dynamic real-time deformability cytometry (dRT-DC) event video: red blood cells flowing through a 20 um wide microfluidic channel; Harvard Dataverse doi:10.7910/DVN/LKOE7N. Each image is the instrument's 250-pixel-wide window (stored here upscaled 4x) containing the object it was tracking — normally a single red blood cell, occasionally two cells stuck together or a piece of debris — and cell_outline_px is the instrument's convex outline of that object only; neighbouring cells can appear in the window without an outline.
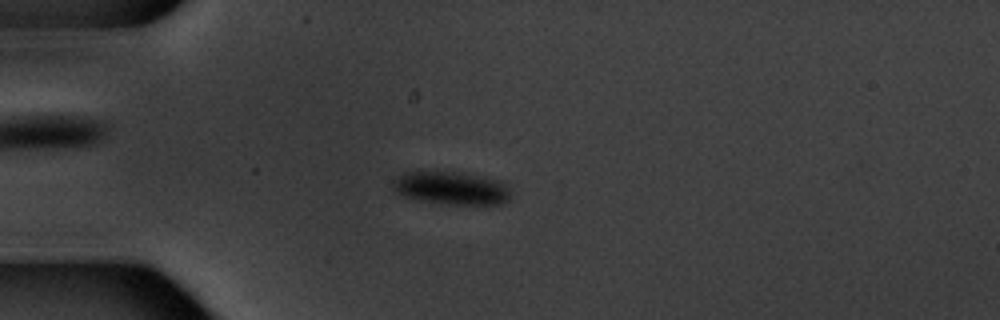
{"species": "common noctule bat (a hibernating species)", "species_latin": "Nyctalus noctula", "temperature_condition": "warm", "stored_images_in_passage": 7, "camera_frame_rate_fps": 3000, "um_per_image_px": 0.085, "animal": {"sex": "male", "body_mass_g": 20.1, "forearm_length_mm": 53.5}, "frame": {"image": 1, "passage_image": 4, "time_ms": 3.667, "image_size_px": [1000, 320], "cell_outline_px": [[508, 200], [500, 204], [444, 204], [420, 200], [404, 196], [396, 192], [392, 184], [392, 180], [404, 172], [452, 172], [480, 176], [504, 180], [508, 188]], "centroid_in_image_um": [38.36, 15.99], "position_along_channel_um": 46.6, "area_um2": 22.48}}
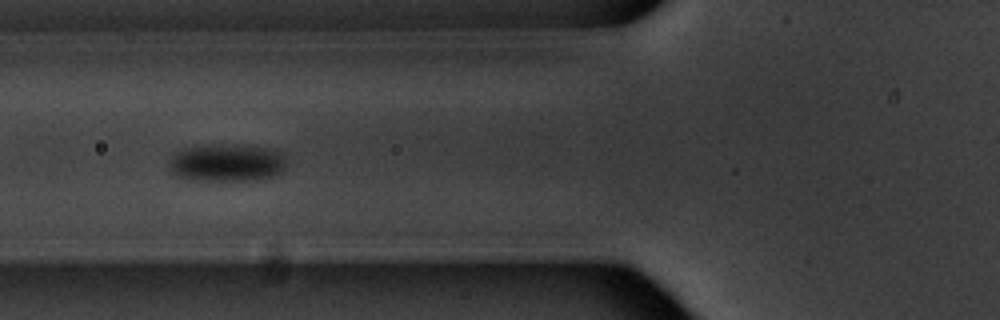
{"frame": {"image": 2, "passage_image": 6, "time_ms": 6.0, "image_size_px": [1000, 320], "cell_outline_px": [[284, 168], [280, 172], [272, 176], [248, 180], [204, 180], [176, 176], [172, 172], [172, 156], [176, 152], [184, 148], [220, 144], [252, 144], [268, 148], [280, 152], [284, 156]], "centroid_in_image_um": [19.32, 13.8], "position_along_channel_um": 106.5, "area_um2": 25.37}}